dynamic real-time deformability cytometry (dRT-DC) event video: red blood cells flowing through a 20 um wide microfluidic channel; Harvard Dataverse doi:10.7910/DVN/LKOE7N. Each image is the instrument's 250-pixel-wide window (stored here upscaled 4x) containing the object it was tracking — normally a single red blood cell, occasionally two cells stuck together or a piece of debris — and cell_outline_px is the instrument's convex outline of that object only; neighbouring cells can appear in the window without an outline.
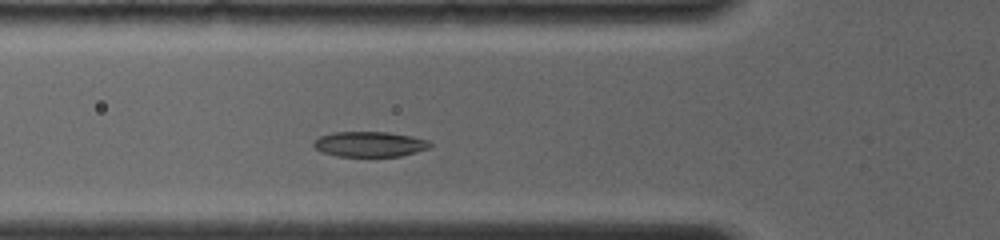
{"species": "common noctule bat (a hibernating species)", "species_latin": "Nyctalus noctula", "temperature_condition": "room temperature", "stored_images_in_passage": 9, "camera_frame_rate_fps": 4000, "um_per_image_px": 0.085, "animal": {"sex": "female", "body_mass_g": 19.0, "forearm_length_mm": 56.7}, "frame": {"image": 1, "passage_image": 4, "time_ms": 2.25, "image_size_px": [1000, 240], "cell_outline_px": [[432, 144], [428, 148], [416, 152], [400, 156], [336, 156], [320, 152], [312, 144], [312, 140], [320, 136], [332, 132], [388, 132], [412, 136], [428, 140]], "centroid_in_image_um": [31.38, 12.25], "position_along_channel_um": 94.4, "area_um2": 17.22}}
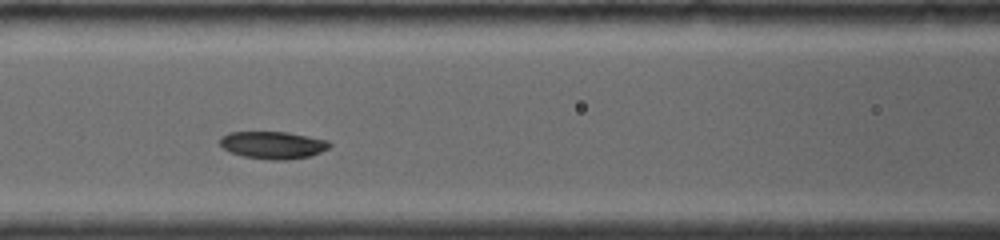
{"frame": {"image": 2, "passage_image": 7, "time_ms": 3.5, "image_size_px": [1000, 240], "cell_outline_px": [[332, 144], [328, 148], [320, 152], [308, 156], [288, 160], [268, 160], [244, 156], [228, 152], [220, 144], [220, 136], [228, 132], [288, 132], [328, 140]], "centroid_in_image_um": [23.18, 12.33], "position_along_channel_um": 143.4, "area_um2": 17.57}}